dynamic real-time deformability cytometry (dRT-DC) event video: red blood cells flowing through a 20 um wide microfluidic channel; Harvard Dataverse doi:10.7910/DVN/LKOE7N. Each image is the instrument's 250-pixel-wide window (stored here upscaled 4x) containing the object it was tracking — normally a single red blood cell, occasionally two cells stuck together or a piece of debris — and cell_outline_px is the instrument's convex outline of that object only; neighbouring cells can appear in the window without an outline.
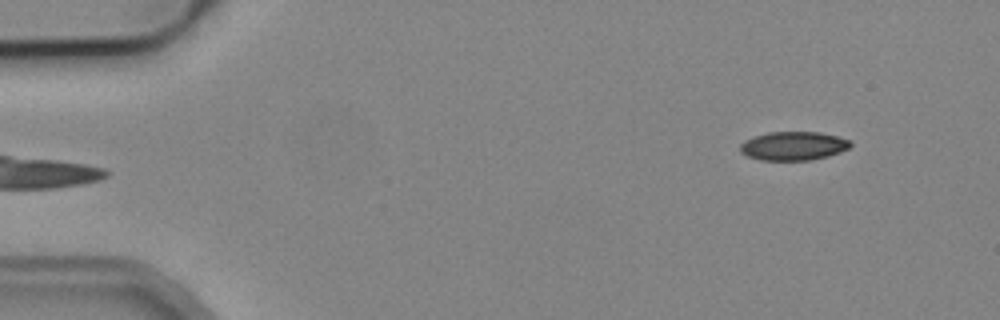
{"species": "common noctule bat (a hibernating species)", "species_latin": "Nyctalus noctula", "temperature_condition": "cold", "stored_images_in_passage": 5, "camera_frame_rate_fps": 3000, "um_per_image_px": 0.085, "animal": {"sex": "male", "body_mass_g": 19.2, "forearm_length_mm": 51.8}, "frame": {"image": 1, "passage_image": 5, "time_ms": 5.333, "image_size_px": [1000, 320], "cell_outline_px": [[852, 144], [848, 148], [840, 152], [828, 156], [808, 160], [760, 160], [748, 156], [740, 152], [740, 144], [744, 140], [768, 132], [820, 132], [852, 140]], "centroid_in_image_um": [67.44, 12.4], "position_along_channel_um": 17.6, "area_um2": 18.44}}